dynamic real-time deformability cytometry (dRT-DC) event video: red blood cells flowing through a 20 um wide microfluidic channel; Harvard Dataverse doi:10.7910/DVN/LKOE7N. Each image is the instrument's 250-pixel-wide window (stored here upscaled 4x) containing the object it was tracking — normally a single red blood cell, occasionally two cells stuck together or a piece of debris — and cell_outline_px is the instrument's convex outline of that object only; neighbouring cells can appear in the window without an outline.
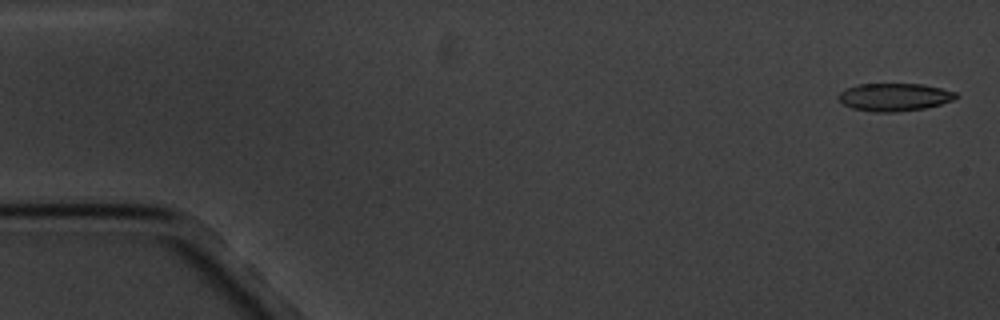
{"species": "common noctule bat (a hibernating species)", "species_latin": "Nyctalus noctula", "temperature_condition": "cold", "stored_images_in_passage": 6, "segment_of_instrument_passage": [1, 2], "camera_frame_rate_fps": 3000, "um_per_image_px": 0.085, "animal": {"sex": "male", "body_mass_g": 20.1, "forearm_length_mm": 53.5}, "frame": {"image": 1, "passage_image": 1, "time_ms": 0.0, "image_size_px": [1000, 320], "cell_outline_px": [[960, 96], [952, 100], [940, 104], [924, 108], [892, 112], [876, 112], [852, 108], [844, 104], [836, 96], [844, 88], [856, 84], [920, 84], [940, 88], [956, 92]], "centroid_in_image_um": [75.99, 8.24], "position_along_channel_um": 9.0, "area_um2": 18.96}}